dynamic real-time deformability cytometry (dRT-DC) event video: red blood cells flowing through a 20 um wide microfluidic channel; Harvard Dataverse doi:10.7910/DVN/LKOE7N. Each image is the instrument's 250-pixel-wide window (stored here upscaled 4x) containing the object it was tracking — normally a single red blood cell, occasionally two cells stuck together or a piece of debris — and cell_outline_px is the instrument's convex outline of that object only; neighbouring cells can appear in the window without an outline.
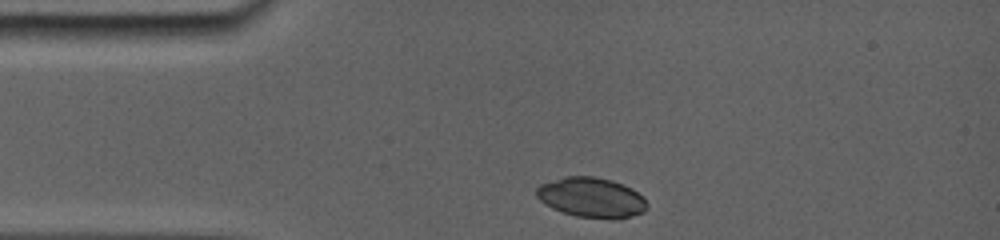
{"species": "common noctule bat (a hibernating species)", "species_latin": "Nyctalus noctula", "temperature_condition": "room temperature", "stored_images_in_passage": 25, "camera_frame_rate_fps": 5000, "um_per_image_px": 0.085, "animal": {"sex": "female", "body_mass_g": 19.0, "forearm_length_mm": 56.7}, "frame": {"image": 1, "passage_image": 1, "time_ms": 0.0, "image_size_px": [1000, 240], "cell_outline_px": [[648, 208], [644, 212], [620, 220], [612, 220], [576, 216], [552, 208], [544, 204], [536, 196], [536, 188], [540, 184], [564, 176], [592, 176], [612, 180], [632, 188], [644, 196], [648, 204]], "centroid_in_image_um": [50.31, 16.8], "position_along_channel_um": 34.7, "area_um2": 26.24}}
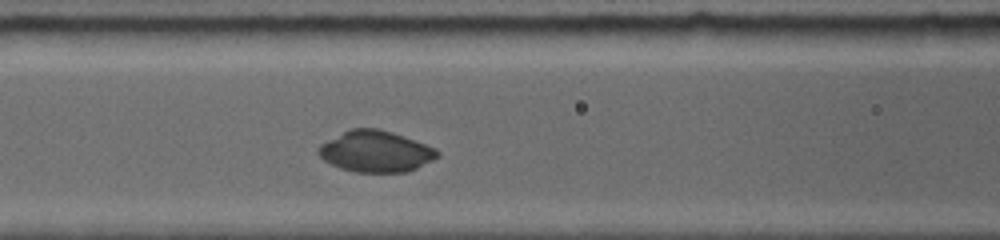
{"frame": {"image": 2, "passage_image": 11, "time_ms": 3.4, "image_size_px": [1000, 240], "cell_outline_px": [[440, 156], [416, 168], [404, 172], [356, 172], [340, 168], [324, 160], [320, 156], [320, 148], [324, 144], [344, 132], [352, 128], [376, 128], [436, 148], [440, 152]], "centroid_in_image_um": [31.98, 12.89], "position_along_channel_um": 134.6, "area_um2": 27.63}}
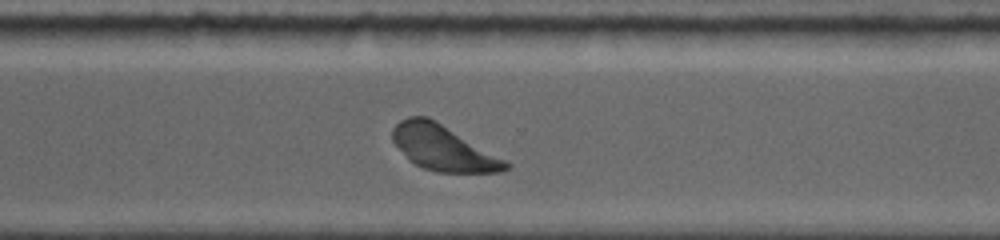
{"frame": {"image": 3, "passage_image": 22, "time_ms": 8.6, "image_size_px": [1000, 240], "cell_outline_px": [[512, 168], [500, 172], [436, 172], [424, 168], [408, 160], [392, 140], [392, 128], [400, 120], [408, 116], [428, 116], [436, 120], [512, 164]], "centroid_in_image_um": [37.65, 12.57], "position_along_channel_um": 332.9, "area_um2": 29.77}, "authors_computed_cell_mechanics": {"area_um2": 27.6284, "velocity_mm_per_s": 3.8144, "shape_relaxation_time_tau1_ms": 2.9891, "shape_relaxation_time_tau2_ms": 4.5236, "deformation_change_tau1": 0.2065, "deformation_change_tau2": 0.0865}}